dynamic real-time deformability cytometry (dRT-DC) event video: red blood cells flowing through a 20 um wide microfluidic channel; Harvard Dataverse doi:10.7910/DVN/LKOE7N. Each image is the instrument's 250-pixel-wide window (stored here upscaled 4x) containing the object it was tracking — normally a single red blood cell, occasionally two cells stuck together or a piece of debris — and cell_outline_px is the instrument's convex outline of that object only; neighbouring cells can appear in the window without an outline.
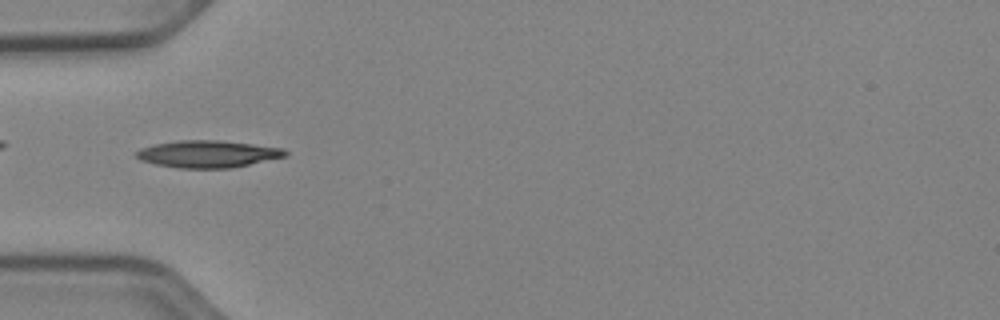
{"species": "Egyptian fruit bat (a non-hibernating species)", "species_latin": "Rousettus aegyptiacus", "temperature_condition": "cold", "stored_images_in_passage": 51, "camera_frame_rate_fps": 3000, "um_per_image_px": 0.085, "animal": {"sex": "female"}, "frame": {"image": 1, "passage_image": 16, "time_ms": 5.0, "image_size_px": [1000, 320], "cell_outline_px": [[288, 156], [232, 168], [176, 168], [156, 164], [140, 160], [136, 156], [136, 152], [140, 148], [156, 144], [176, 140], [220, 140], [284, 148], [288, 152]], "centroid_in_image_um": [17.69, 13.09], "position_along_channel_um": 67.3, "area_um2": 23.64}}
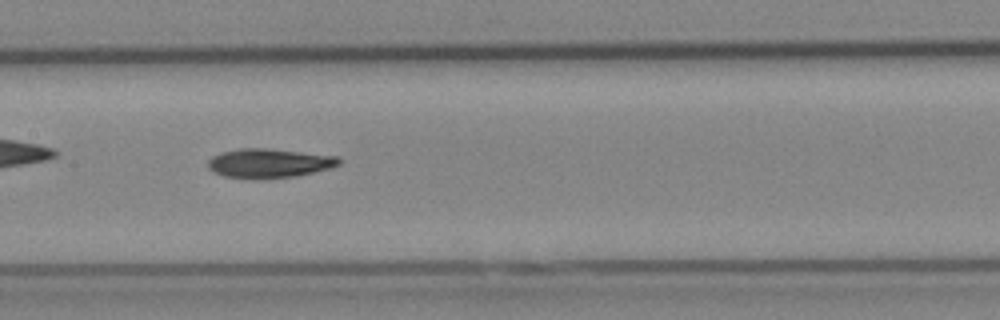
{"frame": {"image": 2, "passage_image": 25, "time_ms": 8.0, "image_size_px": [1000, 320], "cell_outline_px": [[340, 164], [332, 168], [296, 176], [256, 180], [224, 176], [208, 168], [208, 160], [212, 156], [220, 152], [240, 148], [264, 148], [340, 156]], "centroid_in_image_um": [22.88, 13.88], "position_along_channel_um": 184.5, "area_um2": 22.54}}
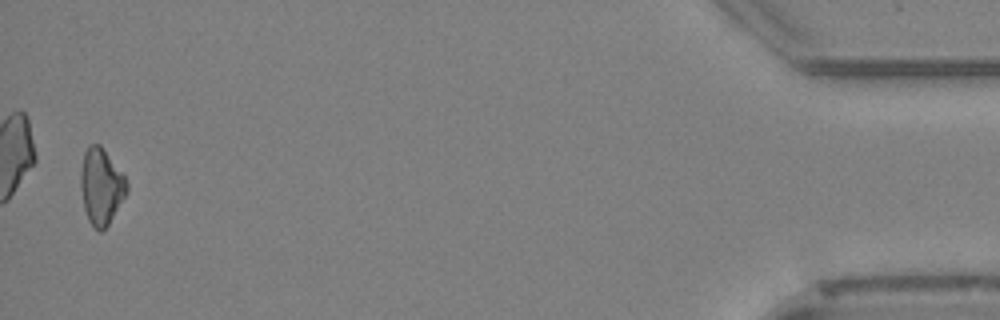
{"frame": {"image": 3, "passage_image": 50, "time_ms": 16.333, "image_size_px": [1000, 320], "cell_outline_px": [[128, 192], [108, 224], [100, 232], [92, 228], [88, 220], [84, 208], [80, 188], [80, 172], [84, 152], [88, 144], [100, 144], [124, 176], [128, 184]], "centroid_in_image_um": [8.58, 15.85], "position_along_channel_um": 426.6, "area_um2": 20.52}, "authors_computed_cell_mechanics": {"area_um2": 21.0392, "velocity_mm_per_s": 3.9377, "shape_relaxation_time_tau1_ms": 4.9601, "shape_relaxation_time_tau2_ms": null, "deformation_change_tau1": 0.1327, "deformation_change_tau2": null}}